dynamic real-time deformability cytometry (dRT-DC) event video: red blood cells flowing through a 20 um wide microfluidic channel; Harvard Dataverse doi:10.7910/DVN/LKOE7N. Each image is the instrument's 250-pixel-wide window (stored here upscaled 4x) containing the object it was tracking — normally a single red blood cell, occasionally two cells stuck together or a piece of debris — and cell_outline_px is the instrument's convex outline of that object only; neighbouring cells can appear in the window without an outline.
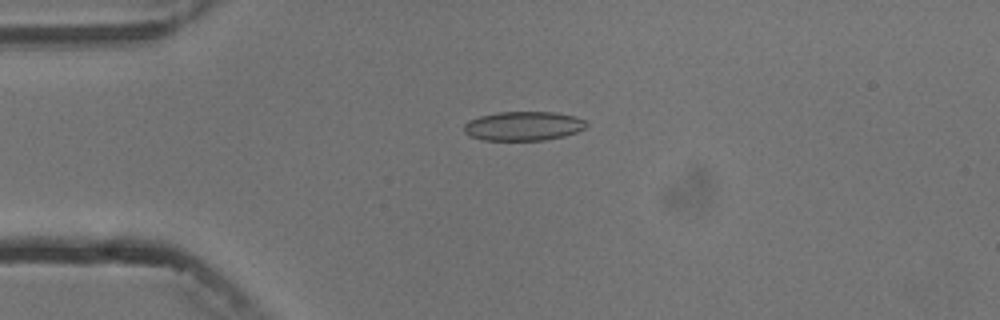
{"species": "common noctule bat (a hibernating species)", "species_latin": "Nyctalus noctula", "temperature_condition": "cold", "stored_images_in_passage": 5, "camera_frame_rate_fps": 3000, "um_per_image_px": 0.085, "animal": {"sex": "male", "body_mass_g": 13.3}, "frame": {"image": 1, "passage_image": 4, "time_ms": 3.333, "image_size_px": [1000, 320], "cell_outline_px": [[588, 124], [584, 128], [576, 132], [564, 136], [544, 140], [484, 140], [468, 136], [464, 132], [464, 124], [468, 120], [480, 116], [500, 112], [556, 112], [576, 116], [584, 120]], "centroid_in_image_um": [44.47, 10.71], "position_along_channel_um": 40.5, "area_um2": 20.87}}